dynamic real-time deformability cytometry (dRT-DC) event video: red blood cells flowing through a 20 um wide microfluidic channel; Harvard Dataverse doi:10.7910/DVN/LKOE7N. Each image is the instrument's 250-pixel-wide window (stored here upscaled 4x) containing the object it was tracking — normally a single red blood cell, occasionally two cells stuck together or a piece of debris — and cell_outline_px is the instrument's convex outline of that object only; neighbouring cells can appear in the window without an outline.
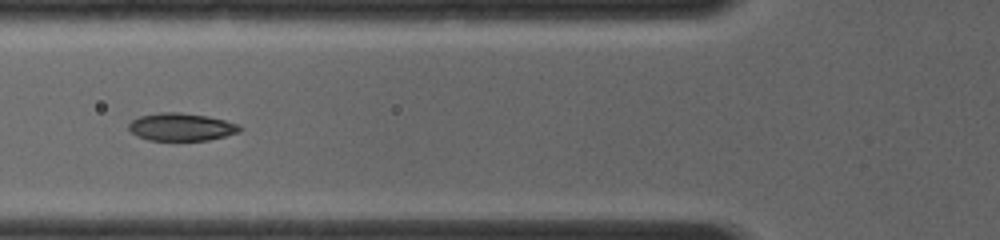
{"species": "common noctule bat (a hibernating species)", "species_latin": "Nyctalus noctula", "temperature_condition": "room temperature", "stored_images_in_passage": 8, "camera_frame_rate_fps": 4000, "um_per_image_px": 0.085, "animal": {"sex": "female", "body_mass_g": 19.0, "forearm_length_mm": 56.7}, "frame": {"image": 1, "passage_image": 5, "time_ms": 1.5, "image_size_px": [1000, 240], "cell_outline_px": [[244, 128], [240, 132], [208, 140], [148, 140], [136, 136], [128, 128], [128, 124], [132, 120], [140, 116], [160, 112], [180, 112], [208, 116], [240, 124]], "centroid_in_image_um": [15.43, 10.79], "position_along_channel_um": 110.4, "area_um2": 18.03}}
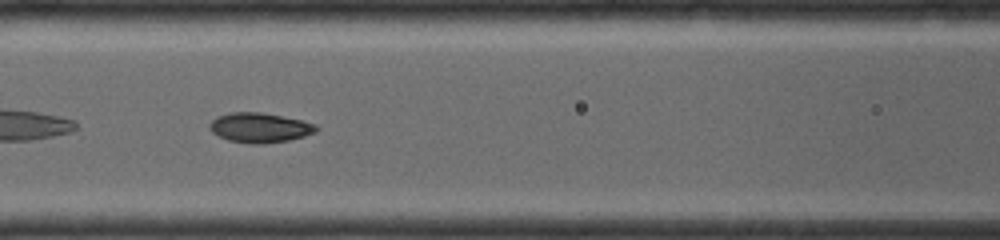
{"frame": {"image": 2, "passage_image": 7, "time_ms": 2.25, "image_size_px": [1000, 240], "cell_outline_px": [[320, 128], [316, 132], [304, 136], [288, 140], [264, 144], [248, 144], [228, 140], [216, 136], [208, 128], [208, 124], [216, 116], [232, 112], [260, 112], [300, 120], [316, 124]], "centroid_in_image_um": [22.04, 10.86], "position_along_channel_um": 144.6, "area_um2": 18.67}}